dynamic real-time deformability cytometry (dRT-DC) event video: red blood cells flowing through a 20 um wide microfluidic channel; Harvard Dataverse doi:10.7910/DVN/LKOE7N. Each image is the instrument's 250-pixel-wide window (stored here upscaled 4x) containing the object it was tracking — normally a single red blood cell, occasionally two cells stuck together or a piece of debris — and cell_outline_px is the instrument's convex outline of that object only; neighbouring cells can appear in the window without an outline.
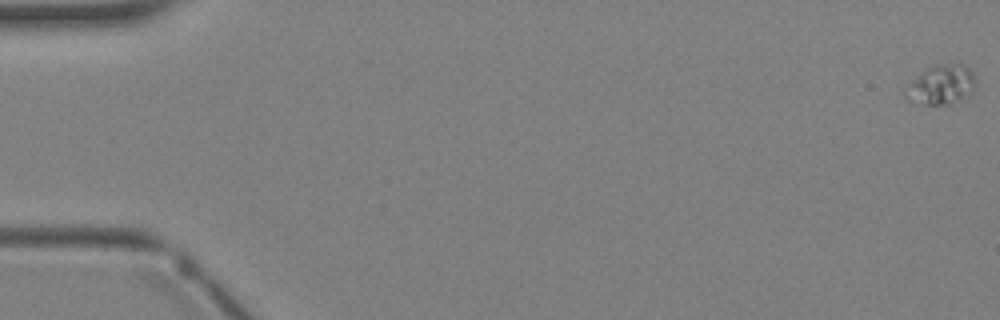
{"species": "Egyptian fruit bat (a non-hibernating species)", "species_latin": "Rousettus aegyptiacus", "temperature_condition": "warm", "stored_images_in_passage": 4, "camera_frame_rate_fps": 3000, "um_per_image_px": 0.085, "animal": {"sex": "female"}, "frame": {"image": 1, "passage_image": 1, "time_ms": 0.0, "image_size_px": [1000, 320], "cell_outline_px": [[976, 84], [968, 96], [948, 104], [928, 104], [908, 100], [904, 96], [908, 84], [912, 80], [932, 64], [964, 64], [972, 72]], "centroid_in_image_um": [80.01, 7.18], "position_along_channel_um": 5.0, "area_um2": 15.9}}